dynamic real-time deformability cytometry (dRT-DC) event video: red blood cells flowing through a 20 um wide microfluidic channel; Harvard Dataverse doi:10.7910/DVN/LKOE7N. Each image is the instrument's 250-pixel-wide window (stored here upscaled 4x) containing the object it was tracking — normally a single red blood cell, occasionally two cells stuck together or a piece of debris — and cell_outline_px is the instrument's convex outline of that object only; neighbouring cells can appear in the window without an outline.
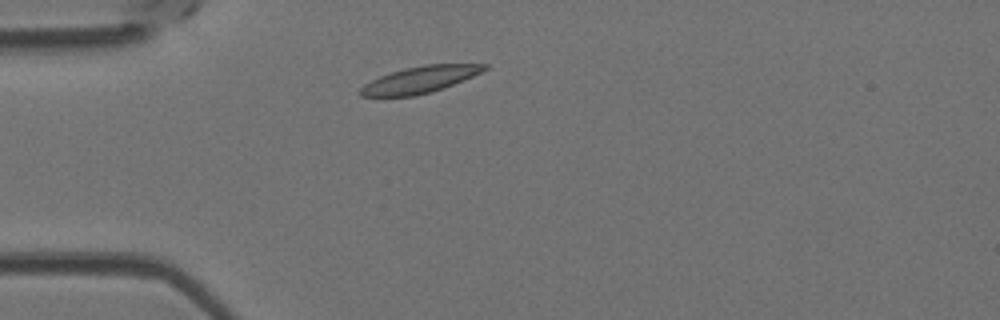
{"species": "Egyptian fruit bat (a non-hibernating species)", "species_latin": "Rousettus aegyptiacus", "temperature_condition": "room temperature", "stored_images_in_passage": 3, "camera_frame_rate_fps": 3000, "um_per_image_px": 0.085, "animal": {"sex": "female"}, "frame": {"image": 1, "passage_image": 2, "time_ms": 0.333, "image_size_px": [1000, 320], "cell_outline_px": [[488, 68], [472, 76], [444, 88], [412, 96], [360, 96], [356, 92], [364, 84], [380, 76], [404, 68], [424, 64], [488, 64]], "centroid_in_image_um": [35.65, 6.76], "position_along_channel_um": 49.3, "area_um2": 19.02}}